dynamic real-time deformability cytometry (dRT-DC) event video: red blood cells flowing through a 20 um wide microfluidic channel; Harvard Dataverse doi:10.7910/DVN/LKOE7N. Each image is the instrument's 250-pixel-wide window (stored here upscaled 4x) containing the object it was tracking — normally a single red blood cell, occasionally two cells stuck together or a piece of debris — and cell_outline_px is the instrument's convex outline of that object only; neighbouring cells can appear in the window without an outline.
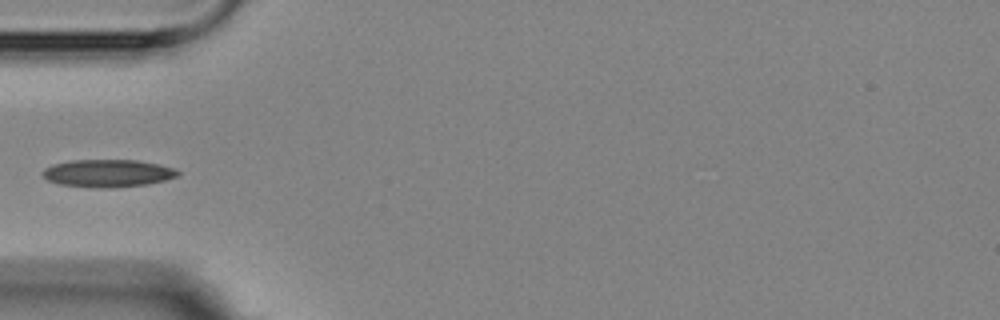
{"species": "Egyptian fruit bat (a non-hibernating species)", "species_latin": "Rousettus aegyptiacus", "temperature_condition": "room temperature", "stored_images_in_passage": 3, "camera_frame_rate_fps": 3000, "um_per_image_px": 0.085, "animal": {"sex": "female"}, "frame": {"image": 1, "passage_image": 3, "time_ms": 2.0, "image_size_px": [1000, 320], "cell_outline_px": [[180, 176], [148, 184], [112, 188], [92, 188], [60, 184], [48, 180], [44, 176], [44, 168], [52, 164], [72, 160], [136, 160], [160, 164], [172, 168], [180, 172]], "centroid_in_image_um": [9.18, 14.73], "position_along_channel_um": 75.8, "area_um2": 21.79}}